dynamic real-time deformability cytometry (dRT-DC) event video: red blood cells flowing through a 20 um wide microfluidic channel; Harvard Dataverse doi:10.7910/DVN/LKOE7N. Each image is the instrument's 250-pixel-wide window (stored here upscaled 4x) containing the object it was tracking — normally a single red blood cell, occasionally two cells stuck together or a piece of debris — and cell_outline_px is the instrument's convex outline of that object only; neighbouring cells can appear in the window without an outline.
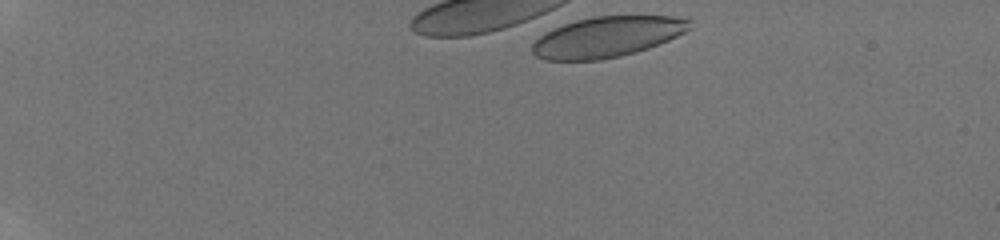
{"species": "human", "species_latin": "Homo sapiens", "temperature_condition": "room temperature", "stored_images_in_passage": 3, "camera_frame_rate_fps": 3000, "um_per_image_px": 0.085, "donor": {"sex": "male"}, "frame": {"image": 1, "passage_image": 1, "time_ms": 0.0, "image_size_px": [1000, 240], "cell_outline_px": [[692, 28], [668, 40], [648, 48], [636, 52], [620, 56], [600, 60], [544, 60], [536, 56], [532, 52], [532, 44], [544, 32], [564, 24], [576, 20], [592, 16], [672, 16], [692, 20]], "centroid_in_image_um": [51.6, 3.13], "position_along_channel_um": 33.4, "area_um2": 37.22}}